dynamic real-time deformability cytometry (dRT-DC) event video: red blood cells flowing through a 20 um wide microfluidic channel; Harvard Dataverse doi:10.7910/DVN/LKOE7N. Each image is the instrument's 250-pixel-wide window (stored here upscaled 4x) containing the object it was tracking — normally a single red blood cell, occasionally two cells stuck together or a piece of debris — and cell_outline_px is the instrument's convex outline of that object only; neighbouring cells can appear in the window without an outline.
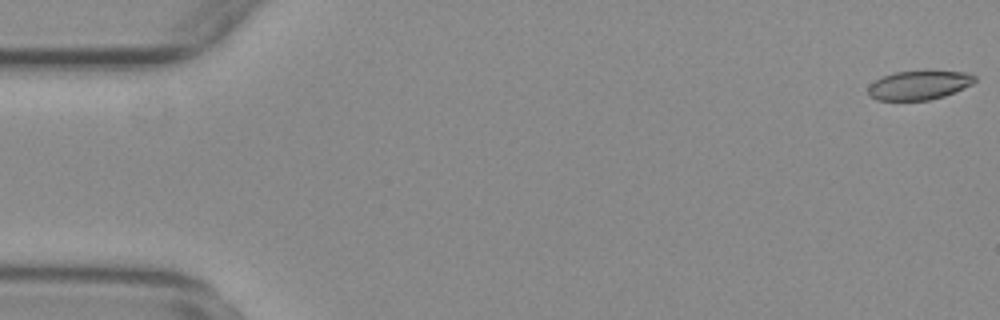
{"species": "common noctule bat (a hibernating species)", "species_latin": "Nyctalus noctula", "temperature_condition": "warm", "stored_images_in_passage": 56, "camera_frame_rate_fps": 3000, "um_per_image_px": 0.085, "animal": {"sex": "female", "body_mass_g": 29.2, "forearm_length_mm": 56.3}, "frame": {"image": 1, "passage_image": 1, "time_ms": 0.0, "image_size_px": [1000, 320], "cell_outline_px": [[976, 80], [972, 84], [944, 96], [928, 100], [876, 100], [868, 96], [868, 88], [876, 80], [884, 76], [896, 72], [924, 68], [968, 72], [976, 76]], "centroid_in_image_um": [78.16, 7.19], "position_along_channel_um": 6.8, "area_um2": 18.67}}
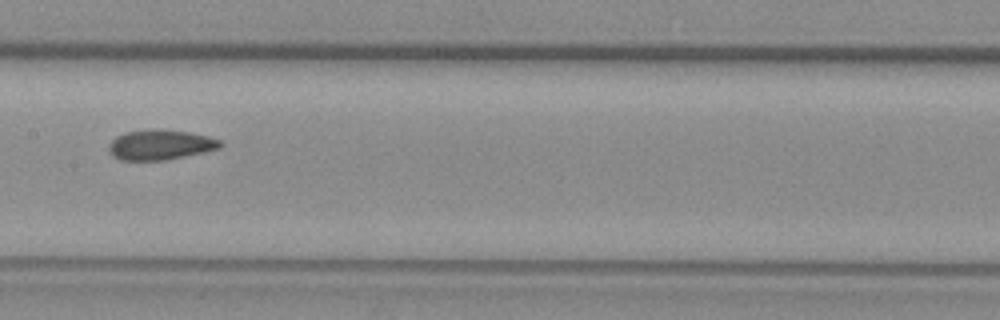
{"frame": {"image": 2, "passage_image": 28, "time_ms": 9.0, "image_size_px": [1000, 320], "cell_outline_px": [[224, 144], [220, 148], [204, 152], [168, 160], [120, 160], [112, 156], [108, 152], [108, 144], [116, 136], [124, 132], [188, 132], [208, 136], [220, 140]], "centroid_in_image_um": [13.62, 12.36], "position_along_channel_um": 193.8, "area_um2": 18.9}}
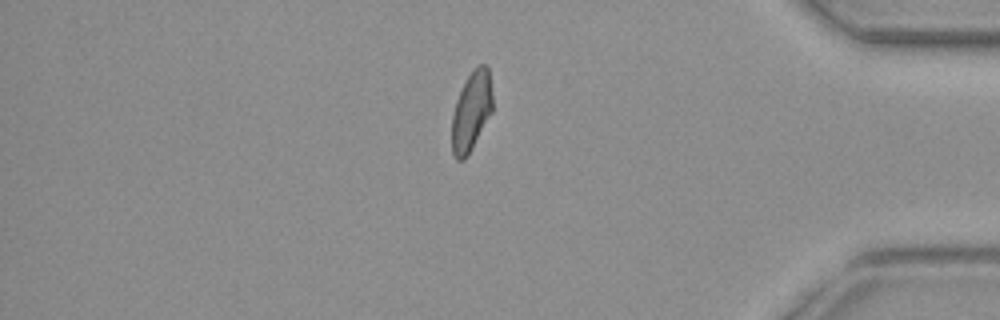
{"frame": {"image": 3, "passage_image": 47, "time_ms": 15.333, "image_size_px": [1000, 320], "cell_outline_px": [[492, 112], [468, 156], [464, 160], [456, 160], [452, 152], [452, 116], [456, 100], [468, 76], [476, 64], [484, 64], [488, 68], [492, 96]], "centroid_in_image_um": [40.06, 9.48], "position_along_channel_um": 395.1, "area_um2": 18.79}, "authors_computed_cell_mechanics": {"area_um2": 19.363, "velocity_mm_per_s": 3.725, "shape_relaxation_time_tau1_ms": null, "shape_relaxation_time_tau2_ms": 1.803, "deformation_change_tau1": null, "deformation_change_tau2": 0.0769}}